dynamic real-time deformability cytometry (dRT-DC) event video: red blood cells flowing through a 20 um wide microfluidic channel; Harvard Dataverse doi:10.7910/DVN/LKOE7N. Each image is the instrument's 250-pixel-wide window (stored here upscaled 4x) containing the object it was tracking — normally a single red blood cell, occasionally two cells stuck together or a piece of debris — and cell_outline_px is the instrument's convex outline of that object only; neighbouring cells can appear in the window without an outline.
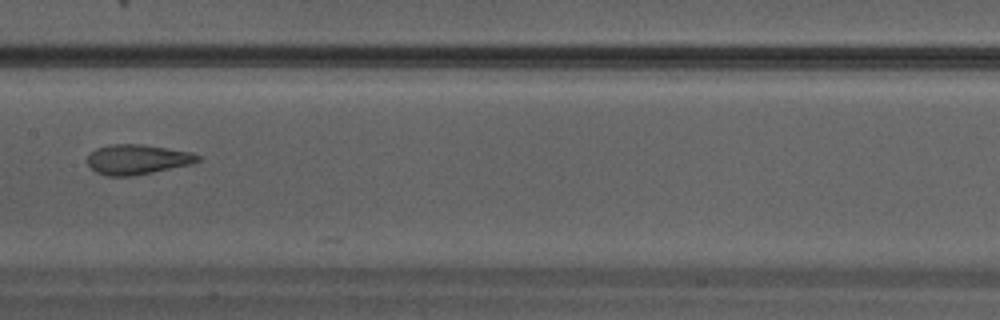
{"species": "Egyptian fruit bat (a non-hibernating species)", "species_latin": "Rousettus aegyptiacus", "temperature_condition": "warm", "stored_images_in_passage": 20, "camera_frame_rate_fps": 3000, "um_per_image_px": 0.085, "animal": {"sex": "male"}, "frame": {"image": 1, "passage_image": 8, "time_ms": 2.333, "image_size_px": [1000, 320], "cell_outline_px": [[200, 160], [192, 164], [152, 172], [128, 176], [108, 176], [96, 172], [88, 164], [88, 156], [96, 148], [112, 144], [140, 144], [192, 152], [200, 156]], "centroid_in_image_um": [11.68, 13.55], "position_along_channel_um": 195.7, "area_um2": 19.02}}
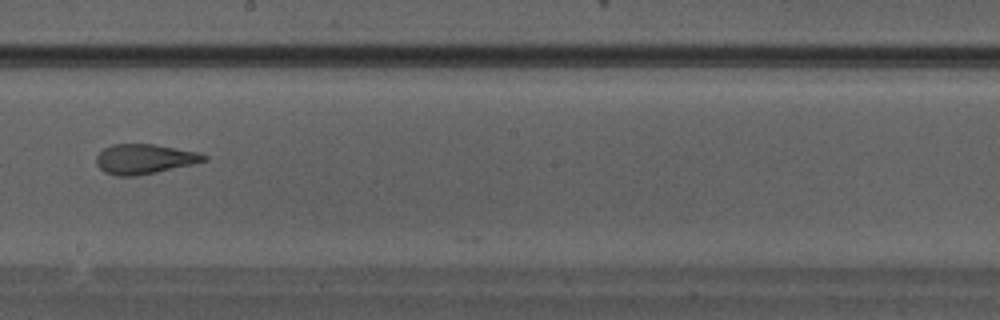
{"frame": {"image": 2, "passage_image": 10, "time_ms": 3.0, "image_size_px": [1000, 320], "cell_outline_px": [[208, 160], [192, 164], [156, 172], [136, 176], [116, 176], [104, 172], [96, 164], [96, 156], [104, 148], [112, 144], [152, 144], [200, 152], [208, 156]], "centroid_in_image_um": [12.27, 13.51], "position_along_channel_um": 235.9, "area_um2": 18.73}}
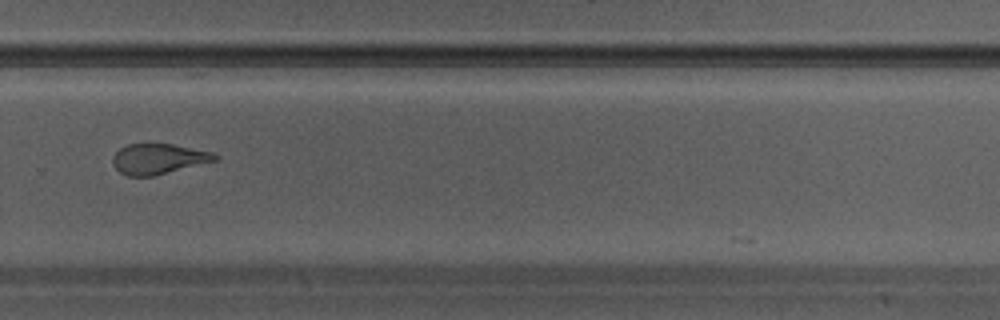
{"frame": {"image": 3, "passage_image": 14, "time_ms": 4.333, "image_size_px": [1000, 320], "cell_outline_px": [[220, 156], [216, 160], [152, 176], [128, 176], [120, 172], [112, 164], [112, 156], [120, 148], [128, 144], [172, 144], [212, 152]], "centroid_in_image_um": [13.43, 13.5], "position_along_channel_um": 316.4, "area_um2": 17.86}}